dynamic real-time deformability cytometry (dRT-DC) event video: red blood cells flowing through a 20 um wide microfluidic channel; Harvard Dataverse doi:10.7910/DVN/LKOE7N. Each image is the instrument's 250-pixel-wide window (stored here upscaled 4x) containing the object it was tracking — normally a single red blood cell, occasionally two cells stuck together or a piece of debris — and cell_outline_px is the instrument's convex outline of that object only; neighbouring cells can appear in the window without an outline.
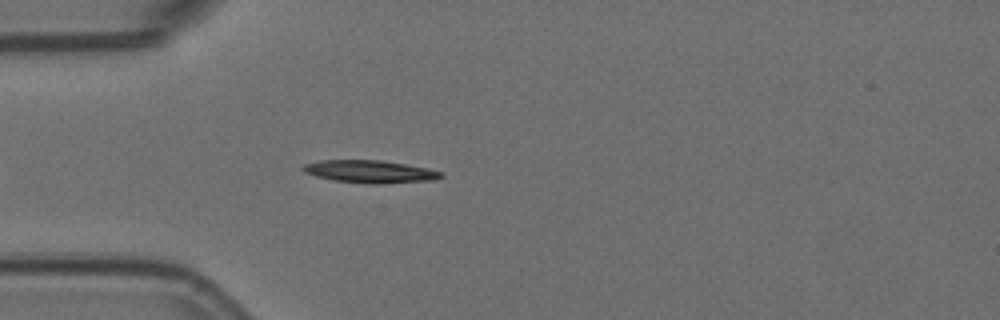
{"species": "Egyptian fruit bat (a non-hibernating species)", "species_latin": "Rousettus aegyptiacus", "temperature_condition": "room temperature", "stored_images_in_passage": 48, "camera_frame_rate_fps": 3000, "um_per_image_px": 0.085, "animal": {"sex": "female"}, "frame": {"image": 1, "passage_image": 8, "time_ms": 2.333, "image_size_px": [1000, 320], "cell_outline_px": [[444, 176], [436, 180], [376, 184], [372, 184], [336, 180], [316, 176], [304, 172], [300, 168], [304, 164], [320, 160], [380, 160], [428, 168], [444, 172]], "centroid_in_image_um": [31.48, 14.58], "position_along_channel_um": 53.5, "area_um2": 18.15}}
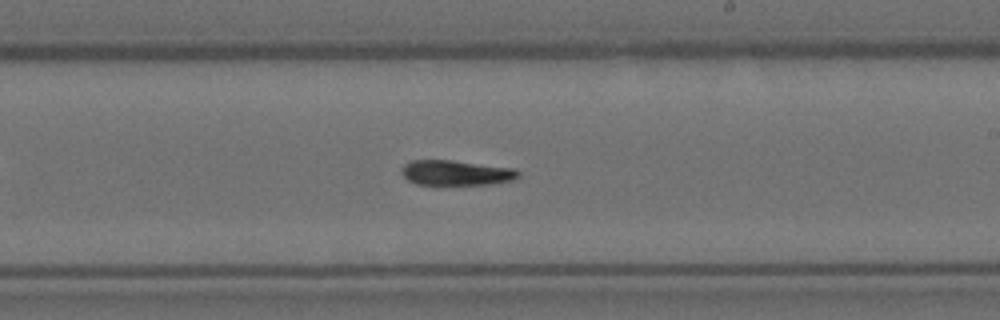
{"frame": {"image": 2, "passage_image": 25, "time_ms": 8.0, "image_size_px": [1000, 320], "cell_outline_px": [[520, 176], [512, 180], [492, 184], [416, 184], [408, 180], [400, 172], [400, 168], [404, 164], [412, 160], [452, 160], [516, 168], [520, 172]], "centroid_in_image_um": [38.78, 14.67], "position_along_channel_um": 250.2, "area_um2": 17.17}}
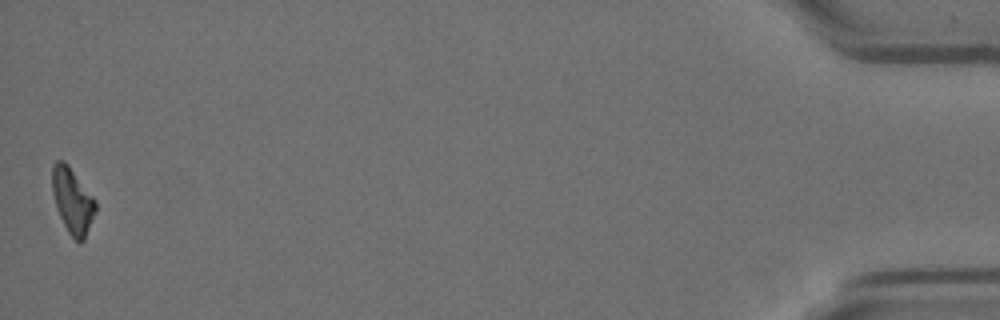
{"frame": {"image": 3, "passage_image": 48, "time_ms": 15.667, "image_size_px": [1000, 320], "cell_outline_px": [[96, 212], [84, 240], [80, 244], [68, 232], [56, 208], [52, 192], [52, 164], [56, 160], [64, 160], [68, 164], [96, 200]], "centroid_in_image_um": [6.16, 17.04], "position_along_channel_um": 429.0, "area_um2": 16.65}, "authors_computed_cell_mechanics": {"area_um2": 17.3978, "velocity_mm_per_s": 3.5851, "shape_relaxation_time_tau1_ms": 7.1695, "shape_relaxation_time_tau2_ms": null, "deformation_change_tau1": 0.2087, "deformation_change_tau2": null}}